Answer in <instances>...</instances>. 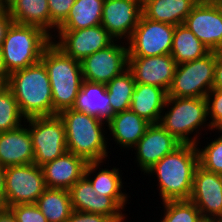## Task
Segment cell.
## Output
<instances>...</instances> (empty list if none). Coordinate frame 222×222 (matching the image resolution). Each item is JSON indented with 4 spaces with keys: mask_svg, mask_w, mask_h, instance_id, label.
<instances>
[{
    "mask_svg": "<svg viewBox=\"0 0 222 222\" xmlns=\"http://www.w3.org/2000/svg\"><path fill=\"white\" fill-rule=\"evenodd\" d=\"M198 166L199 157L196 145L180 144L152 166L145 175L148 178H152L151 176L154 179L157 178L154 182L156 181L155 186L158 188V195L162 202L189 200Z\"/></svg>",
    "mask_w": 222,
    "mask_h": 222,
    "instance_id": "6da1fadb",
    "label": "cell"
},
{
    "mask_svg": "<svg viewBox=\"0 0 222 222\" xmlns=\"http://www.w3.org/2000/svg\"><path fill=\"white\" fill-rule=\"evenodd\" d=\"M58 115L65 126L68 152L82 157L86 162L109 161L108 149L111 147L107 145V123L74 109L63 110Z\"/></svg>",
    "mask_w": 222,
    "mask_h": 222,
    "instance_id": "7a4b0ae2",
    "label": "cell"
},
{
    "mask_svg": "<svg viewBox=\"0 0 222 222\" xmlns=\"http://www.w3.org/2000/svg\"><path fill=\"white\" fill-rule=\"evenodd\" d=\"M208 120L206 98L168 96L159 124L181 144L196 145L203 130L212 131Z\"/></svg>",
    "mask_w": 222,
    "mask_h": 222,
    "instance_id": "3957f363",
    "label": "cell"
},
{
    "mask_svg": "<svg viewBox=\"0 0 222 222\" xmlns=\"http://www.w3.org/2000/svg\"><path fill=\"white\" fill-rule=\"evenodd\" d=\"M7 87L12 91L26 119L53 116L52 88L41 61L11 73Z\"/></svg>",
    "mask_w": 222,
    "mask_h": 222,
    "instance_id": "277c9868",
    "label": "cell"
},
{
    "mask_svg": "<svg viewBox=\"0 0 222 222\" xmlns=\"http://www.w3.org/2000/svg\"><path fill=\"white\" fill-rule=\"evenodd\" d=\"M40 61L52 88L53 115L72 109L83 81L81 62L67 56L53 42L44 49Z\"/></svg>",
    "mask_w": 222,
    "mask_h": 222,
    "instance_id": "5b68a950",
    "label": "cell"
},
{
    "mask_svg": "<svg viewBox=\"0 0 222 222\" xmlns=\"http://www.w3.org/2000/svg\"><path fill=\"white\" fill-rule=\"evenodd\" d=\"M51 42L52 37L38 26L12 23L1 47L6 72L10 75L38 63Z\"/></svg>",
    "mask_w": 222,
    "mask_h": 222,
    "instance_id": "8992f818",
    "label": "cell"
},
{
    "mask_svg": "<svg viewBox=\"0 0 222 222\" xmlns=\"http://www.w3.org/2000/svg\"><path fill=\"white\" fill-rule=\"evenodd\" d=\"M215 65L214 51L177 65L168 96L205 98L213 88Z\"/></svg>",
    "mask_w": 222,
    "mask_h": 222,
    "instance_id": "52a82bcc",
    "label": "cell"
},
{
    "mask_svg": "<svg viewBox=\"0 0 222 222\" xmlns=\"http://www.w3.org/2000/svg\"><path fill=\"white\" fill-rule=\"evenodd\" d=\"M28 129L34 150V164L42 166L67 152L65 126L58 114L28 118Z\"/></svg>",
    "mask_w": 222,
    "mask_h": 222,
    "instance_id": "ba28073f",
    "label": "cell"
},
{
    "mask_svg": "<svg viewBox=\"0 0 222 222\" xmlns=\"http://www.w3.org/2000/svg\"><path fill=\"white\" fill-rule=\"evenodd\" d=\"M41 166L34 163L5 169V206L36 203L46 189Z\"/></svg>",
    "mask_w": 222,
    "mask_h": 222,
    "instance_id": "9c48e42d",
    "label": "cell"
},
{
    "mask_svg": "<svg viewBox=\"0 0 222 222\" xmlns=\"http://www.w3.org/2000/svg\"><path fill=\"white\" fill-rule=\"evenodd\" d=\"M69 194L75 211L101 214L110 217L114 222H125L128 218V213L124 211L126 212V204H130L128 199L131 197L98 195L85 175L72 185Z\"/></svg>",
    "mask_w": 222,
    "mask_h": 222,
    "instance_id": "30bf717a",
    "label": "cell"
},
{
    "mask_svg": "<svg viewBox=\"0 0 222 222\" xmlns=\"http://www.w3.org/2000/svg\"><path fill=\"white\" fill-rule=\"evenodd\" d=\"M175 26L152 21L143 14L127 41L129 56H158L170 54Z\"/></svg>",
    "mask_w": 222,
    "mask_h": 222,
    "instance_id": "8fae6325",
    "label": "cell"
},
{
    "mask_svg": "<svg viewBox=\"0 0 222 222\" xmlns=\"http://www.w3.org/2000/svg\"><path fill=\"white\" fill-rule=\"evenodd\" d=\"M128 59L127 43L115 40L81 61L83 80L107 84L128 69Z\"/></svg>",
    "mask_w": 222,
    "mask_h": 222,
    "instance_id": "7c38bea8",
    "label": "cell"
},
{
    "mask_svg": "<svg viewBox=\"0 0 222 222\" xmlns=\"http://www.w3.org/2000/svg\"><path fill=\"white\" fill-rule=\"evenodd\" d=\"M114 41L115 39L101 24L78 30H56L55 35L52 36V42L58 48L67 56L80 62Z\"/></svg>",
    "mask_w": 222,
    "mask_h": 222,
    "instance_id": "4fadbf2b",
    "label": "cell"
},
{
    "mask_svg": "<svg viewBox=\"0 0 222 222\" xmlns=\"http://www.w3.org/2000/svg\"><path fill=\"white\" fill-rule=\"evenodd\" d=\"M183 24L209 51H222V0L197 3Z\"/></svg>",
    "mask_w": 222,
    "mask_h": 222,
    "instance_id": "5bb4252c",
    "label": "cell"
},
{
    "mask_svg": "<svg viewBox=\"0 0 222 222\" xmlns=\"http://www.w3.org/2000/svg\"><path fill=\"white\" fill-rule=\"evenodd\" d=\"M141 15L140 0H105L101 25L115 40L127 42Z\"/></svg>",
    "mask_w": 222,
    "mask_h": 222,
    "instance_id": "9a60e30c",
    "label": "cell"
},
{
    "mask_svg": "<svg viewBox=\"0 0 222 222\" xmlns=\"http://www.w3.org/2000/svg\"><path fill=\"white\" fill-rule=\"evenodd\" d=\"M177 63L170 54L142 57L129 56L128 69L136 83L153 85L169 91Z\"/></svg>",
    "mask_w": 222,
    "mask_h": 222,
    "instance_id": "2e32d148",
    "label": "cell"
},
{
    "mask_svg": "<svg viewBox=\"0 0 222 222\" xmlns=\"http://www.w3.org/2000/svg\"><path fill=\"white\" fill-rule=\"evenodd\" d=\"M202 217L222 220V175L196 168L189 198Z\"/></svg>",
    "mask_w": 222,
    "mask_h": 222,
    "instance_id": "e0dca14e",
    "label": "cell"
},
{
    "mask_svg": "<svg viewBox=\"0 0 222 222\" xmlns=\"http://www.w3.org/2000/svg\"><path fill=\"white\" fill-rule=\"evenodd\" d=\"M181 143L176 140L159 123L151 124L144 136L131 149L136 151L135 164L143 175L165 155L171 153Z\"/></svg>",
    "mask_w": 222,
    "mask_h": 222,
    "instance_id": "ac0fdd59",
    "label": "cell"
},
{
    "mask_svg": "<svg viewBox=\"0 0 222 222\" xmlns=\"http://www.w3.org/2000/svg\"><path fill=\"white\" fill-rule=\"evenodd\" d=\"M34 161V150L28 119L19 128L0 133V165H27Z\"/></svg>",
    "mask_w": 222,
    "mask_h": 222,
    "instance_id": "d6986e66",
    "label": "cell"
},
{
    "mask_svg": "<svg viewBox=\"0 0 222 222\" xmlns=\"http://www.w3.org/2000/svg\"><path fill=\"white\" fill-rule=\"evenodd\" d=\"M87 162L74 153L66 152L61 157L41 166L47 188L69 190L84 176Z\"/></svg>",
    "mask_w": 222,
    "mask_h": 222,
    "instance_id": "ffe728a7",
    "label": "cell"
},
{
    "mask_svg": "<svg viewBox=\"0 0 222 222\" xmlns=\"http://www.w3.org/2000/svg\"><path fill=\"white\" fill-rule=\"evenodd\" d=\"M151 125L131 109L116 113L107 123L108 140L125 150L132 149ZM110 135V136H109ZM119 144V145H118ZM127 148V149H126Z\"/></svg>",
    "mask_w": 222,
    "mask_h": 222,
    "instance_id": "44dd1931",
    "label": "cell"
},
{
    "mask_svg": "<svg viewBox=\"0 0 222 222\" xmlns=\"http://www.w3.org/2000/svg\"><path fill=\"white\" fill-rule=\"evenodd\" d=\"M109 101L106 84L83 80L72 109L108 123L116 114Z\"/></svg>",
    "mask_w": 222,
    "mask_h": 222,
    "instance_id": "7402d4cb",
    "label": "cell"
},
{
    "mask_svg": "<svg viewBox=\"0 0 222 222\" xmlns=\"http://www.w3.org/2000/svg\"><path fill=\"white\" fill-rule=\"evenodd\" d=\"M168 92L162 88L136 83L130 109L151 124H158Z\"/></svg>",
    "mask_w": 222,
    "mask_h": 222,
    "instance_id": "603a6c76",
    "label": "cell"
},
{
    "mask_svg": "<svg viewBox=\"0 0 222 222\" xmlns=\"http://www.w3.org/2000/svg\"><path fill=\"white\" fill-rule=\"evenodd\" d=\"M105 162L107 161L87 162L86 164L84 175L91 182L93 189L96 190L98 195L109 197H131L124 189L122 170H119L120 168L115 166L111 167L112 169L101 168L103 167V164H107Z\"/></svg>",
    "mask_w": 222,
    "mask_h": 222,
    "instance_id": "cb8c5ba5",
    "label": "cell"
},
{
    "mask_svg": "<svg viewBox=\"0 0 222 222\" xmlns=\"http://www.w3.org/2000/svg\"><path fill=\"white\" fill-rule=\"evenodd\" d=\"M196 4L195 0H146L142 14L149 20L177 26L184 23Z\"/></svg>",
    "mask_w": 222,
    "mask_h": 222,
    "instance_id": "d4e9b609",
    "label": "cell"
},
{
    "mask_svg": "<svg viewBox=\"0 0 222 222\" xmlns=\"http://www.w3.org/2000/svg\"><path fill=\"white\" fill-rule=\"evenodd\" d=\"M6 9L13 23L38 26L50 35V12L47 0H8Z\"/></svg>",
    "mask_w": 222,
    "mask_h": 222,
    "instance_id": "484cf974",
    "label": "cell"
},
{
    "mask_svg": "<svg viewBox=\"0 0 222 222\" xmlns=\"http://www.w3.org/2000/svg\"><path fill=\"white\" fill-rule=\"evenodd\" d=\"M105 0H75L67 18L57 30H78L101 24Z\"/></svg>",
    "mask_w": 222,
    "mask_h": 222,
    "instance_id": "4316f807",
    "label": "cell"
},
{
    "mask_svg": "<svg viewBox=\"0 0 222 222\" xmlns=\"http://www.w3.org/2000/svg\"><path fill=\"white\" fill-rule=\"evenodd\" d=\"M209 52V49L184 24L175 26L170 55L177 65L201 58Z\"/></svg>",
    "mask_w": 222,
    "mask_h": 222,
    "instance_id": "83f0119b",
    "label": "cell"
},
{
    "mask_svg": "<svg viewBox=\"0 0 222 222\" xmlns=\"http://www.w3.org/2000/svg\"><path fill=\"white\" fill-rule=\"evenodd\" d=\"M47 222H66L73 212L69 190L46 188L36 203Z\"/></svg>",
    "mask_w": 222,
    "mask_h": 222,
    "instance_id": "f1b7e54d",
    "label": "cell"
},
{
    "mask_svg": "<svg viewBox=\"0 0 222 222\" xmlns=\"http://www.w3.org/2000/svg\"><path fill=\"white\" fill-rule=\"evenodd\" d=\"M135 80L129 69L106 84L110 103L115 113L130 109Z\"/></svg>",
    "mask_w": 222,
    "mask_h": 222,
    "instance_id": "f546056e",
    "label": "cell"
},
{
    "mask_svg": "<svg viewBox=\"0 0 222 222\" xmlns=\"http://www.w3.org/2000/svg\"><path fill=\"white\" fill-rule=\"evenodd\" d=\"M163 212L156 222H198L202 216L190 200H169L161 202Z\"/></svg>",
    "mask_w": 222,
    "mask_h": 222,
    "instance_id": "4dcf8cb0",
    "label": "cell"
},
{
    "mask_svg": "<svg viewBox=\"0 0 222 222\" xmlns=\"http://www.w3.org/2000/svg\"><path fill=\"white\" fill-rule=\"evenodd\" d=\"M26 121L12 91L7 87L0 93V133L19 128Z\"/></svg>",
    "mask_w": 222,
    "mask_h": 222,
    "instance_id": "1f68e13d",
    "label": "cell"
},
{
    "mask_svg": "<svg viewBox=\"0 0 222 222\" xmlns=\"http://www.w3.org/2000/svg\"><path fill=\"white\" fill-rule=\"evenodd\" d=\"M215 132L218 136L210 138V142L204 141L207 143L204 146L201 147V142L196 144L199 166L209 172L222 175V130Z\"/></svg>",
    "mask_w": 222,
    "mask_h": 222,
    "instance_id": "d6a6232c",
    "label": "cell"
},
{
    "mask_svg": "<svg viewBox=\"0 0 222 222\" xmlns=\"http://www.w3.org/2000/svg\"><path fill=\"white\" fill-rule=\"evenodd\" d=\"M208 119L213 132L222 130V89L212 88L206 95Z\"/></svg>",
    "mask_w": 222,
    "mask_h": 222,
    "instance_id": "836d02e7",
    "label": "cell"
},
{
    "mask_svg": "<svg viewBox=\"0 0 222 222\" xmlns=\"http://www.w3.org/2000/svg\"><path fill=\"white\" fill-rule=\"evenodd\" d=\"M47 2L50 12V36L52 37L55 35L57 27L67 18L75 0H47Z\"/></svg>",
    "mask_w": 222,
    "mask_h": 222,
    "instance_id": "e575fe53",
    "label": "cell"
},
{
    "mask_svg": "<svg viewBox=\"0 0 222 222\" xmlns=\"http://www.w3.org/2000/svg\"><path fill=\"white\" fill-rule=\"evenodd\" d=\"M9 209L17 222H47L35 203L17 204L10 206Z\"/></svg>",
    "mask_w": 222,
    "mask_h": 222,
    "instance_id": "d590c367",
    "label": "cell"
},
{
    "mask_svg": "<svg viewBox=\"0 0 222 222\" xmlns=\"http://www.w3.org/2000/svg\"><path fill=\"white\" fill-rule=\"evenodd\" d=\"M66 222H114L110 217L96 213L75 211L71 213Z\"/></svg>",
    "mask_w": 222,
    "mask_h": 222,
    "instance_id": "8d00e7d4",
    "label": "cell"
},
{
    "mask_svg": "<svg viewBox=\"0 0 222 222\" xmlns=\"http://www.w3.org/2000/svg\"><path fill=\"white\" fill-rule=\"evenodd\" d=\"M213 88L222 89V51L216 52Z\"/></svg>",
    "mask_w": 222,
    "mask_h": 222,
    "instance_id": "74e56055",
    "label": "cell"
},
{
    "mask_svg": "<svg viewBox=\"0 0 222 222\" xmlns=\"http://www.w3.org/2000/svg\"><path fill=\"white\" fill-rule=\"evenodd\" d=\"M13 23V19L11 18L10 14L6 10L1 16H0V48L2 47L3 41L6 36V32L8 28Z\"/></svg>",
    "mask_w": 222,
    "mask_h": 222,
    "instance_id": "f35d334b",
    "label": "cell"
},
{
    "mask_svg": "<svg viewBox=\"0 0 222 222\" xmlns=\"http://www.w3.org/2000/svg\"><path fill=\"white\" fill-rule=\"evenodd\" d=\"M5 169L6 167L0 165V209L5 206Z\"/></svg>",
    "mask_w": 222,
    "mask_h": 222,
    "instance_id": "ab89813d",
    "label": "cell"
},
{
    "mask_svg": "<svg viewBox=\"0 0 222 222\" xmlns=\"http://www.w3.org/2000/svg\"><path fill=\"white\" fill-rule=\"evenodd\" d=\"M0 222H17L9 208L0 209Z\"/></svg>",
    "mask_w": 222,
    "mask_h": 222,
    "instance_id": "60d3db41",
    "label": "cell"
},
{
    "mask_svg": "<svg viewBox=\"0 0 222 222\" xmlns=\"http://www.w3.org/2000/svg\"><path fill=\"white\" fill-rule=\"evenodd\" d=\"M0 80H9V74L6 72L3 65L1 48H0Z\"/></svg>",
    "mask_w": 222,
    "mask_h": 222,
    "instance_id": "b9f144b4",
    "label": "cell"
},
{
    "mask_svg": "<svg viewBox=\"0 0 222 222\" xmlns=\"http://www.w3.org/2000/svg\"><path fill=\"white\" fill-rule=\"evenodd\" d=\"M198 222H221V219L202 217Z\"/></svg>",
    "mask_w": 222,
    "mask_h": 222,
    "instance_id": "7bdbcfd3",
    "label": "cell"
},
{
    "mask_svg": "<svg viewBox=\"0 0 222 222\" xmlns=\"http://www.w3.org/2000/svg\"><path fill=\"white\" fill-rule=\"evenodd\" d=\"M9 80H0V93L7 88Z\"/></svg>",
    "mask_w": 222,
    "mask_h": 222,
    "instance_id": "ee69618b",
    "label": "cell"
},
{
    "mask_svg": "<svg viewBox=\"0 0 222 222\" xmlns=\"http://www.w3.org/2000/svg\"><path fill=\"white\" fill-rule=\"evenodd\" d=\"M6 2L0 0V16L6 11Z\"/></svg>",
    "mask_w": 222,
    "mask_h": 222,
    "instance_id": "f6af8a7d",
    "label": "cell"
},
{
    "mask_svg": "<svg viewBox=\"0 0 222 222\" xmlns=\"http://www.w3.org/2000/svg\"><path fill=\"white\" fill-rule=\"evenodd\" d=\"M197 3H203V2H209V1H213V0H195Z\"/></svg>",
    "mask_w": 222,
    "mask_h": 222,
    "instance_id": "bcb514c9",
    "label": "cell"
}]
</instances>
